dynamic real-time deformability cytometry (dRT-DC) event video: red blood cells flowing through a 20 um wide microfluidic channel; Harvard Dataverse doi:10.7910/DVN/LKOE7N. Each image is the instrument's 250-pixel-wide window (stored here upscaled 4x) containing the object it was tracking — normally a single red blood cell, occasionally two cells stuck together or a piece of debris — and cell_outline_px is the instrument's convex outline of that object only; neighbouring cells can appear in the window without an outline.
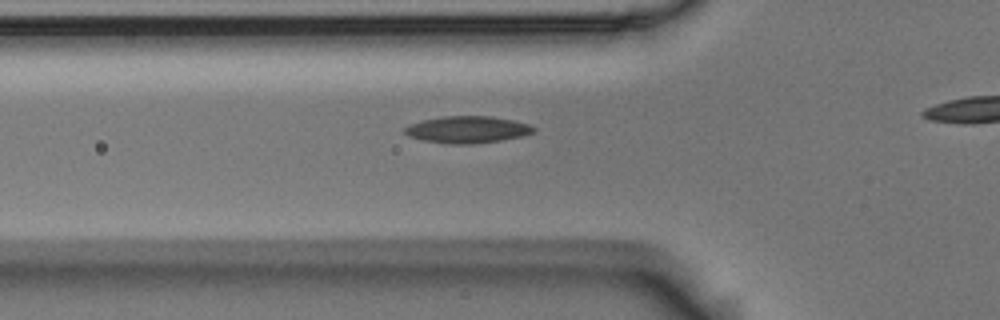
{"species": "Egyptian fruit bat (a non-hibernating species)", "species_latin": "Rousettus aegyptiacus", "temperature_condition": "room temperature", "stored_images_in_passage": 4, "camera_frame_rate_fps": 3000, "um_per_image_px": 0.085, "animal": {"sex": "male"}, "frame": {"image": 1, "passage_image": 4, "time_ms": 1.0, "image_size_px": [1000, 320], "cell_outline_px": [[536, 128], [532, 132], [524, 136], [500, 140], [472, 144], [452, 144], [424, 140], [408, 136], [404, 132], [404, 128], [408, 124], [424, 120], [444, 116], [488, 116], [512, 120], [528, 124]], "centroid_in_image_um": [39.71, 11.01], "position_along_channel_um": 86.1, "area_um2": 20.0}}